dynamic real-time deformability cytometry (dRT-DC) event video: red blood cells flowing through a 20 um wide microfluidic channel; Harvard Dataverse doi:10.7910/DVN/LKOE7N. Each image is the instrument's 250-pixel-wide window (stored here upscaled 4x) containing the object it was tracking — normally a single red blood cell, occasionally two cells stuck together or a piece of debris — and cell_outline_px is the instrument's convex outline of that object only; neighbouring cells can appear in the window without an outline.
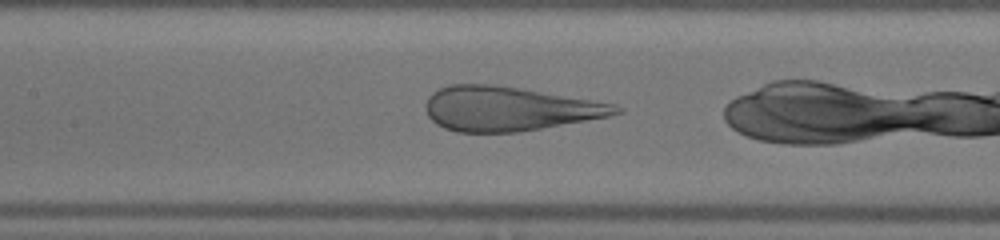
{"species": "human", "species_latin": "Homo sapiens", "temperature_condition": "warm", "stored_images_in_passage": 22, "camera_frame_rate_fps": 3000, "um_per_image_px": 0.085, "donor": {"sex": "male"}, "frame": {"image": 1, "passage_image": 6, "time_ms": 1.667, "image_size_px": [1000, 240], "cell_outline_px": [[624, 112], [608, 116], [540, 128], [516, 132], [456, 132], [444, 128], [436, 124], [428, 116], [428, 96], [432, 92], [440, 88], [452, 84], [492, 84], [520, 88], [616, 104], [624, 108]], "centroid_in_image_um": [43.26, 9.24], "position_along_channel_um": 164.1, "area_um2": 48.61}}
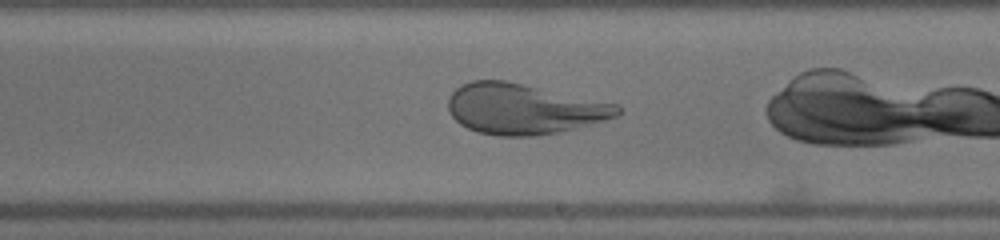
{"frame": {"image": 2, "passage_image": 12, "time_ms": 3.667, "image_size_px": [1000, 240], "cell_outline_px": [[620, 112], [616, 116], [604, 120], [560, 132], [536, 136], [500, 136], [476, 132], [460, 124], [452, 116], [448, 108], [448, 96], [460, 84], [472, 80], [504, 80], [616, 104], [620, 108]], "centroid_in_image_um": [44.45, 9.26], "position_along_channel_um": 244.6, "area_um2": 49.48}}
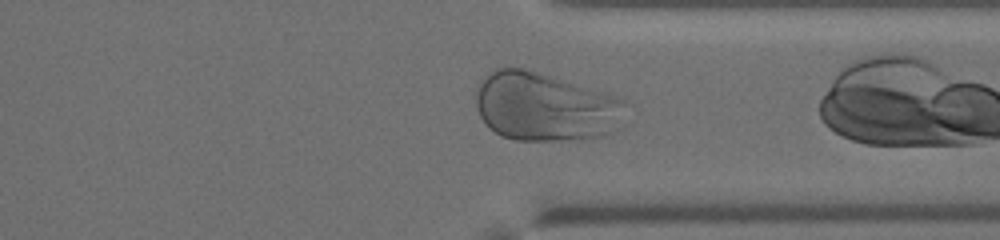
{"frame": {"image": 3, "passage_image": 21, "time_ms": 6.667, "image_size_px": [1000, 240], "cell_outline_px": [[624, 100], [608, 132], [604, 136], [572, 140], [516, 140], [500, 136], [488, 128], [480, 116], [476, 108], [476, 92], [480, 84], [488, 72], [496, 68], [524, 68], [552, 76], [604, 92], [616, 96]], "centroid_in_image_um": [46.17, 9.07], "position_along_channel_um": 365.2, "area_um2": 58.72}}